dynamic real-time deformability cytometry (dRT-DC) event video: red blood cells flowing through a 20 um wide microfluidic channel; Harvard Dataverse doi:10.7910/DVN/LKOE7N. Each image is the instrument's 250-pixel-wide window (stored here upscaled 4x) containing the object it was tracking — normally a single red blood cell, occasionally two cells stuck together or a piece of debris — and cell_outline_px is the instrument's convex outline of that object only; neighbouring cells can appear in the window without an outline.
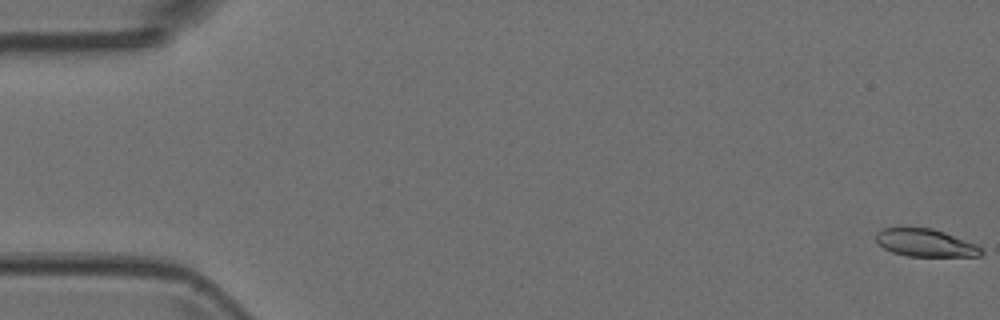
{"species": "Egyptian fruit bat (a non-hibernating species)", "species_latin": "Rousettus aegyptiacus", "temperature_condition": "room temperature", "stored_images_in_passage": 5, "camera_frame_rate_fps": 3000, "um_per_image_px": 0.085, "animal": {"sex": "female"}, "frame": {"image": 1, "passage_image": 1, "time_ms": 0.0, "image_size_px": [1000, 320], "cell_outline_px": [[984, 252], [980, 256], [908, 256], [892, 252], [884, 248], [876, 240], [876, 232], [884, 228], [932, 228], [944, 232], [976, 244], [984, 248]], "centroid_in_image_um": [78.69, 20.65], "position_along_channel_um": 6.3, "area_um2": 16.88}}
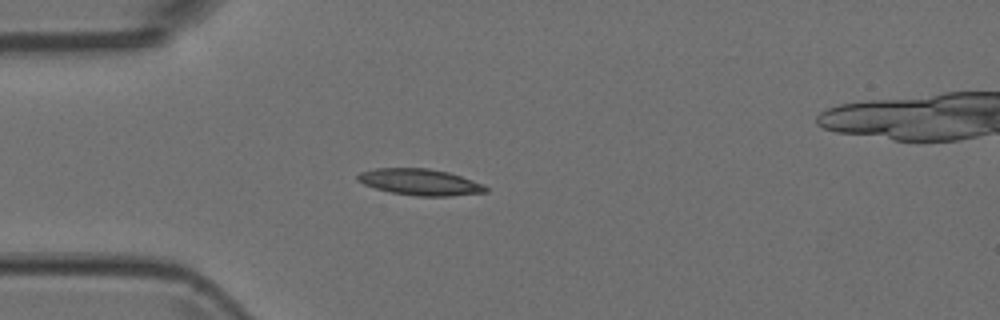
{"frame": {"image": 2, "passage_image": 5, "time_ms": 1.333, "image_size_px": [1000, 320], "cell_outline_px": [[488, 192], [452, 196], [416, 196], [392, 192], [376, 188], [364, 184], [356, 180], [356, 176], [360, 172], [376, 168], [428, 168], [448, 172], [484, 184], [488, 188]], "centroid_in_image_um": [35.71, 15.47], "position_along_channel_um": 49.3, "area_um2": 19.65}}